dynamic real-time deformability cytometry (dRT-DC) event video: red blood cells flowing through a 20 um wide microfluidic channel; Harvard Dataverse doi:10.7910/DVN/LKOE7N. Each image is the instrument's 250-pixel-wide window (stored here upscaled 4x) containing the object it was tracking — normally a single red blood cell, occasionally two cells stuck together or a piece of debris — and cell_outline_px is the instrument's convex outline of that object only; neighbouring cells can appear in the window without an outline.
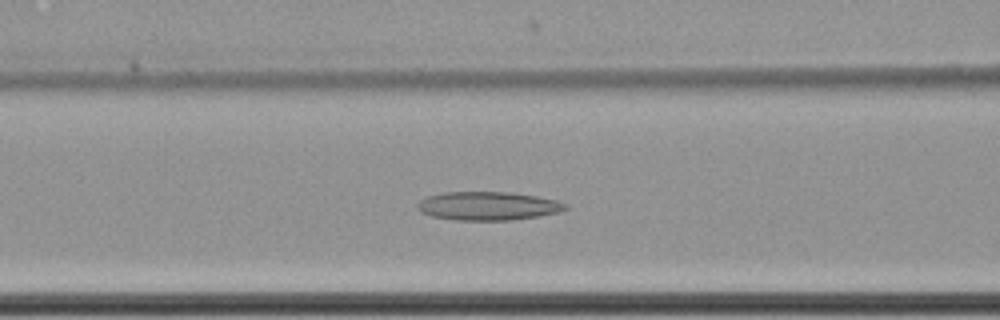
{"species": "common noctule bat (a hibernating species)", "species_latin": "Nyctalus noctula", "temperature_condition": "cold", "stored_images_in_passage": 62, "camera_frame_rate_fps": 3000, "um_per_image_px": 0.085, "animal": {"sex": "female", "body_mass_g": 22.7, "forearm_length_mm": 54.2}, "frame": {"image": 1, "passage_image": 28, "time_ms": 9.0, "image_size_px": [1000, 320], "cell_outline_px": [[568, 208], [560, 212], [536, 216], [508, 220], [456, 220], [432, 216], [420, 212], [416, 208], [416, 204], [424, 196], [444, 192], [508, 192], [536, 196], [556, 200], [568, 204]], "centroid_in_image_um": [41.43, 17.5], "position_along_channel_um": 125.2, "area_um2": 24.68}}
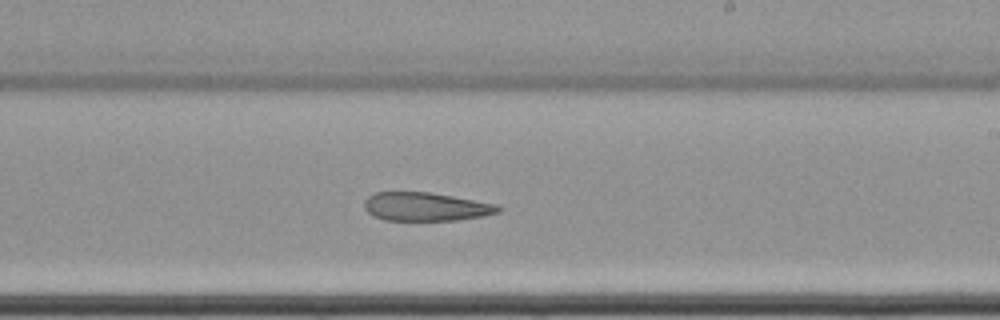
{"frame": {"image": 2, "passage_image": 39, "time_ms": 12.667, "image_size_px": [1000, 320], "cell_outline_px": [[504, 208], [500, 212], [484, 216], [456, 220], [384, 220], [372, 216], [364, 208], [364, 200], [368, 196], [376, 192], [428, 192], [452, 196], [496, 204]], "centroid_in_image_um": [36.19, 17.57], "position_along_channel_um": 252.8, "area_um2": 22.31}}
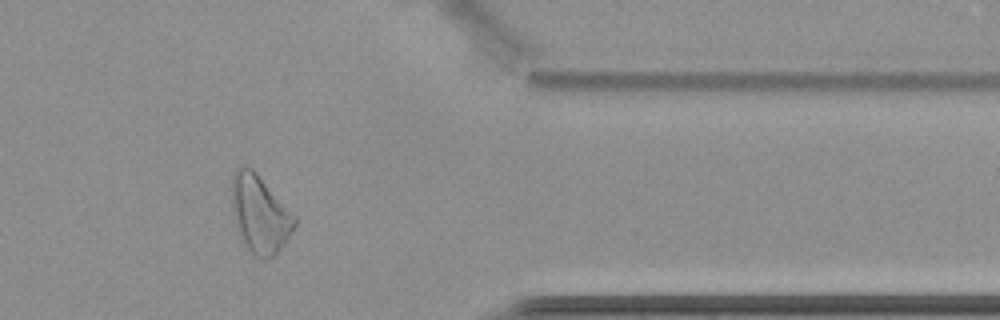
{"frame": {"image": 3, "passage_image": 52, "time_ms": 17.0, "image_size_px": [1000, 320], "cell_outline_px": [[296, 224], [284, 244], [268, 260], [264, 260], [252, 256], [244, 248], [240, 240], [236, 228], [232, 208], [232, 172], [236, 168], [252, 168], [256, 172], [296, 216]], "centroid_in_image_um": [22.06, 18.25], "position_along_channel_um": 389.3, "area_um2": 28.67}}